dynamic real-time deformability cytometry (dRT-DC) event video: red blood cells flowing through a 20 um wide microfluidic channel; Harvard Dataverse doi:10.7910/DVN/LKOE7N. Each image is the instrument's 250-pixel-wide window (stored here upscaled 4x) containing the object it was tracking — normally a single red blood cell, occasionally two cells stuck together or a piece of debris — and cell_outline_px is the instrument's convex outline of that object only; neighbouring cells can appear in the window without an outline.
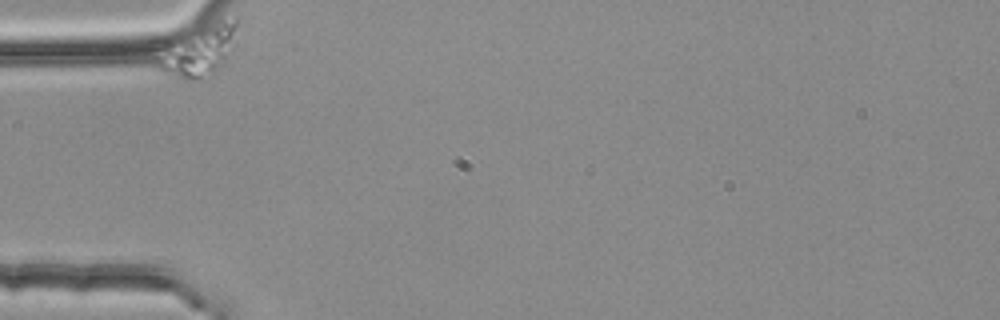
{"species": "common noctule bat (a hibernating species)", "species_latin": "Nyctalus noctula", "temperature_condition": "room temperature", "stored_images_in_passage": 41, "camera_frame_rate_fps": 3000, "um_per_image_px": 0.085, "animal": {"sex": "female", "body_mass_g": 25.1}, "frame": {"image": 1, "passage_image": 1, "time_ms": 0.0, "image_size_px": [1000, 320], "cell_outline_px": [[236, 24], [224, 64], [216, 72], [192, 80], [188, 80], [160, 72], [152, 64], [148, 52], [180, 36], [220, 20], [236, 20]], "centroid_in_image_um": [16.61, 4.38], "position_along_channel_um": 68.4, "area_um2": 23.64}}